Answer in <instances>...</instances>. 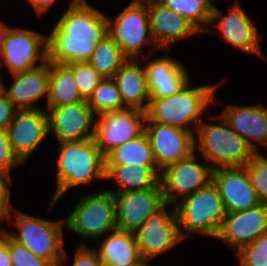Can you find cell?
Returning a JSON list of instances; mask_svg holds the SVG:
<instances>
[{
  "mask_svg": "<svg viewBox=\"0 0 267 266\" xmlns=\"http://www.w3.org/2000/svg\"><path fill=\"white\" fill-rule=\"evenodd\" d=\"M108 34V19L86 0H70L67 10L47 37V61L88 62L96 45Z\"/></svg>",
  "mask_w": 267,
  "mask_h": 266,
  "instance_id": "6da1fadb",
  "label": "cell"
},
{
  "mask_svg": "<svg viewBox=\"0 0 267 266\" xmlns=\"http://www.w3.org/2000/svg\"><path fill=\"white\" fill-rule=\"evenodd\" d=\"M57 158V189L50 205L73 187L91 184L94 179H105V156L94 138L60 142Z\"/></svg>",
  "mask_w": 267,
  "mask_h": 266,
  "instance_id": "7a4b0ae2",
  "label": "cell"
},
{
  "mask_svg": "<svg viewBox=\"0 0 267 266\" xmlns=\"http://www.w3.org/2000/svg\"><path fill=\"white\" fill-rule=\"evenodd\" d=\"M216 85H202L192 88L189 83L179 92L165 98H150L146 120L163 125L196 131L204 110L213 101ZM191 123L194 129L191 128Z\"/></svg>",
  "mask_w": 267,
  "mask_h": 266,
  "instance_id": "3957f363",
  "label": "cell"
},
{
  "mask_svg": "<svg viewBox=\"0 0 267 266\" xmlns=\"http://www.w3.org/2000/svg\"><path fill=\"white\" fill-rule=\"evenodd\" d=\"M220 123L209 124L201 121L194 133V149H199L204 161L212 169L221 167H244L257 153L247 141L231 129L226 120L219 115ZM198 145V146H197ZM212 165V166H211Z\"/></svg>",
  "mask_w": 267,
  "mask_h": 266,
  "instance_id": "277c9868",
  "label": "cell"
},
{
  "mask_svg": "<svg viewBox=\"0 0 267 266\" xmlns=\"http://www.w3.org/2000/svg\"><path fill=\"white\" fill-rule=\"evenodd\" d=\"M174 206L183 240L187 233L193 231L213 238L218 237L227 212L213 181Z\"/></svg>",
  "mask_w": 267,
  "mask_h": 266,
  "instance_id": "5b68a950",
  "label": "cell"
},
{
  "mask_svg": "<svg viewBox=\"0 0 267 266\" xmlns=\"http://www.w3.org/2000/svg\"><path fill=\"white\" fill-rule=\"evenodd\" d=\"M15 216L14 221L20 233H10V237L52 266H61L67 257L62 246V225L65 223L34 217L19 210H16Z\"/></svg>",
  "mask_w": 267,
  "mask_h": 266,
  "instance_id": "8992f818",
  "label": "cell"
},
{
  "mask_svg": "<svg viewBox=\"0 0 267 266\" xmlns=\"http://www.w3.org/2000/svg\"><path fill=\"white\" fill-rule=\"evenodd\" d=\"M63 222L79 236L91 237L92 240L116 230L114 193L104 190L95 194H86Z\"/></svg>",
  "mask_w": 267,
  "mask_h": 266,
  "instance_id": "52a82bcc",
  "label": "cell"
},
{
  "mask_svg": "<svg viewBox=\"0 0 267 266\" xmlns=\"http://www.w3.org/2000/svg\"><path fill=\"white\" fill-rule=\"evenodd\" d=\"M107 19L109 36L128 59H138L146 44L151 46L148 57L158 50L150 31L147 0H133L114 20Z\"/></svg>",
  "mask_w": 267,
  "mask_h": 266,
  "instance_id": "ba28073f",
  "label": "cell"
},
{
  "mask_svg": "<svg viewBox=\"0 0 267 266\" xmlns=\"http://www.w3.org/2000/svg\"><path fill=\"white\" fill-rule=\"evenodd\" d=\"M196 156L199 154L194 152L161 171L160 183L165 203L174 206L212 181L213 169L208 164H199Z\"/></svg>",
  "mask_w": 267,
  "mask_h": 266,
  "instance_id": "9c48e42d",
  "label": "cell"
},
{
  "mask_svg": "<svg viewBox=\"0 0 267 266\" xmlns=\"http://www.w3.org/2000/svg\"><path fill=\"white\" fill-rule=\"evenodd\" d=\"M146 112L126 108L105 112L95 119L94 140L106 156L114 148L131 141L144 132Z\"/></svg>",
  "mask_w": 267,
  "mask_h": 266,
  "instance_id": "30bf717a",
  "label": "cell"
},
{
  "mask_svg": "<svg viewBox=\"0 0 267 266\" xmlns=\"http://www.w3.org/2000/svg\"><path fill=\"white\" fill-rule=\"evenodd\" d=\"M165 203L134 233L143 260H151L179 244L181 237L175 207L167 212Z\"/></svg>",
  "mask_w": 267,
  "mask_h": 266,
  "instance_id": "8fae6325",
  "label": "cell"
},
{
  "mask_svg": "<svg viewBox=\"0 0 267 266\" xmlns=\"http://www.w3.org/2000/svg\"><path fill=\"white\" fill-rule=\"evenodd\" d=\"M4 65L12 74L35 69L47 62V37L29 29L9 28L3 45ZM40 64H36L37 61Z\"/></svg>",
  "mask_w": 267,
  "mask_h": 266,
  "instance_id": "7c38bea8",
  "label": "cell"
},
{
  "mask_svg": "<svg viewBox=\"0 0 267 266\" xmlns=\"http://www.w3.org/2000/svg\"><path fill=\"white\" fill-rule=\"evenodd\" d=\"M144 132L149 138L155 162L161 171L195 152V136L179 127L145 120Z\"/></svg>",
  "mask_w": 267,
  "mask_h": 266,
  "instance_id": "4fadbf2b",
  "label": "cell"
},
{
  "mask_svg": "<svg viewBox=\"0 0 267 266\" xmlns=\"http://www.w3.org/2000/svg\"><path fill=\"white\" fill-rule=\"evenodd\" d=\"M6 130L13 152L24 164L49 135L47 111L41 108L16 110Z\"/></svg>",
  "mask_w": 267,
  "mask_h": 266,
  "instance_id": "5bb4252c",
  "label": "cell"
},
{
  "mask_svg": "<svg viewBox=\"0 0 267 266\" xmlns=\"http://www.w3.org/2000/svg\"><path fill=\"white\" fill-rule=\"evenodd\" d=\"M117 229L135 233L164 204L161 183L135 192L114 193Z\"/></svg>",
  "mask_w": 267,
  "mask_h": 266,
  "instance_id": "9a60e30c",
  "label": "cell"
},
{
  "mask_svg": "<svg viewBox=\"0 0 267 266\" xmlns=\"http://www.w3.org/2000/svg\"><path fill=\"white\" fill-rule=\"evenodd\" d=\"M47 115L48 133L52 131L58 143L94 138L96 118L87 101L52 107Z\"/></svg>",
  "mask_w": 267,
  "mask_h": 266,
  "instance_id": "2e32d148",
  "label": "cell"
},
{
  "mask_svg": "<svg viewBox=\"0 0 267 266\" xmlns=\"http://www.w3.org/2000/svg\"><path fill=\"white\" fill-rule=\"evenodd\" d=\"M212 181L227 213L248 210L261 204L245 166L213 169Z\"/></svg>",
  "mask_w": 267,
  "mask_h": 266,
  "instance_id": "e0dca14e",
  "label": "cell"
},
{
  "mask_svg": "<svg viewBox=\"0 0 267 266\" xmlns=\"http://www.w3.org/2000/svg\"><path fill=\"white\" fill-rule=\"evenodd\" d=\"M215 21L216 24H214ZM212 24L219 29L223 39L231 45L244 50V52L265 57L260 47V34L239 2L229 8L227 15L214 6L210 25Z\"/></svg>",
  "mask_w": 267,
  "mask_h": 266,
  "instance_id": "ac0fdd59",
  "label": "cell"
},
{
  "mask_svg": "<svg viewBox=\"0 0 267 266\" xmlns=\"http://www.w3.org/2000/svg\"><path fill=\"white\" fill-rule=\"evenodd\" d=\"M267 233V204L234 213H226L216 239L223 240L239 251Z\"/></svg>",
  "mask_w": 267,
  "mask_h": 266,
  "instance_id": "d6986e66",
  "label": "cell"
},
{
  "mask_svg": "<svg viewBox=\"0 0 267 266\" xmlns=\"http://www.w3.org/2000/svg\"><path fill=\"white\" fill-rule=\"evenodd\" d=\"M147 12L151 35L158 49L166 48V52H169L168 47L172 43L200 33L182 15L156 0H147Z\"/></svg>",
  "mask_w": 267,
  "mask_h": 266,
  "instance_id": "ffe728a7",
  "label": "cell"
},
{
  "mask_svg": "<svg viewBox=\"0 0 267 266\" xmlns=\"http://www.w3.org/2000/svg\"><path fill=\"white\" fill-rule=\"evenodd\" d=\"M150 98L174 95L190 83L183 63L170 57H159L143 65Z\"/></svg>",
  "mask_w": 267,
  "mask_h": 266,
  "instance_id": "44dd1931",
  "label": "cell"
},
{
  "mask_svg": "<svg viewBox=\"0 0 267 266\" xmlns=\"http://www.w3.org/2000/svg\"><path fill=\"white\" fill-rule=\"evenodd\" d=\"M231 129L244 138L258 154L255 142L267 146V108L261 105L227 106L220 114ZM255 141V142H254Z\"/></svg>",
  "mask_w": 267,
  "mask_h": 266,
  "instance_id": "7402d4cb",
  "label": "cell"
},
{
  "mask_svg": "<svg viewBox=\"0 0 267 266\" xmlns=\"http://www.w3.org/2000/svg\"><path fill=\"white\" fill-rule=\"evenodd\" d=\"M14 82L7 90L1 88L17 110L37 109L33 106L39 99L49 95V62L25 72L14 73Z\"/></svg>",
  "mask_w": 267,
  "mask_h": 266,
  "instance_id": "603a6c76",
  "label": "cell"
},
{
  "mask_svg": "<svg viewBox=\"0 0 267 266\" xmlns=\"http://www.w3.org/2000/svg\"><path fill=\"white\" fill-rule=\"evenodd\" d=\"M113 79L118 85L122 100L127 108L147 111L150 96L146 74L144 67L139 66L137 59H128Z\"/></svg>",
  "mask_w": 267,
  "mask_h": 266,
  "instance_id": "cb8c5ba5",
  "label": "cell"
},
{
  "mask_svg": "<svg viewBox=\"0 0 267 266\" xmlns=\"http://www.w3.org/2000/svg\"><path fill=\"white\" fill-rule=\"evenodd\" d=\"M95 251L103 266H136L143 261L135 234L120 229L111 231Z\"/></svg>",
  "mask_w": 267,
  "mask_h": 266,
  "instance_id": "d4e9b609",
  "label": "cell"
},
{
  "mask_svg": "<svg viewBox=\"0 0 267 266\" xmlns=\"http://www.w3.org/2000/svg\"><path fill=\"white\" fill-rule=\"evenodd\" d=\"M157 166L105 165V179L115 181L119 189L112 193L135 192L150 189L160 182Z\"/></svg>",
  "mask_w": 267,
  "mask_h": 266,
  "instance_id": "484cf974",
  "label": "cell"
},
{
  "mask_svg": "<svg viewBox=\"0 0 267 266\" xmlns=\"http://www.w3.org/2000/svg\"><path fill=\"white\" fill-rule=\"evenodd\" d=\"M86 101L80 94L73 72L65 64L49 62L48 110Z\"/></svg>",
  "mask_w": 267,
  "mask_h": 266,
  "instance_id": "4316f807",
  "label": "cell"
},
{
  "mask_svg": "<svg viewBox=\"0 0 267 266\" xmlns=\"http://www.w3.org/2000/svg\"><path fill=\"white\" fill-rule=\"evenodd\" d=\"M157 166L149 138L145 132L110 151L105 165Z\"/></svg>",
  "mask_w": 267,
  "mask_h": 266,
  "instance_id": "83f0119b",
  "label": "cell"
},
{
  "mask_svg": "<svg viewBox=\"0 0 267 266\" xmlns=\"http://www.w3.org/2000/svg\"><path fill=\"white\" fill-rule=\"evenodd\" d=\"M160 5L175 11L188 20L200 33H210L204 27L210 25L216 0H156Z\"/></svg>",
  "mask_w": 267,
  "mask_h": 266,
  "instance_id": "f1b7e54d",
  "label": "cell"
},
{
  "mask_svg": "<svg viewBox=\"0 0 267 266\" xmlns=\"http://www.w3.org/2000/svg\"><path fill=\"white\" fill-rule=\"evenodd\" d=\"M128 60L118 44L107 34L98 42L88 63L103 77L114 78Z\"/></svg>",
  "mask_w": 267,
  "mask_h": 266,
  "instance_id": "f546056e",
  "label": "cell"
},
{
  "mask_svg": "<svg viewBox=\"0 0 267 266\" xmlns=\"http://www.w3.org/2000/svg\"><path fill=\"white\" fill-rule=\"evenodd\" d=\"M86 101L94 115L127 108L113 78H103Z\"/></svg>",
  "mask_w": 267,
  "mask_h": 266,
  "instance_id": "4dcf8cb0",
  "label": "cell"
},
{
  "mask_svg": "<svg viewBox=\"0 0 267 266\" xmlns=\"http://www.w3.org/2000/svg\"><path fill=\"white\" fill-rule=\"evenodd\" d=\"M65 65L73 72L78 90L81 96L87 100L103 77L88 62H76Z\"/></svg>",
  "mask_w": 267,
  "mask_h": 266,
  "instance_id": "1f68e13d",
  "label": "cell"
},
{
  "mask_svg": "<svg viewBox=\"0 0 267 266\" xmlns=\"http://www.w3.org/2000/svg\"><path fill=\"white\" fill-rule=\"evenodd\" d=\"M245 167L260 203L267 204V158L258 153Z\"/></svg>",
  "mask_w": 267,
  "mask_h": 266,
  "instance_id": "d6a6232c",
  "label": "cell"
},
{
  "mask_svg": "<svg viewBox=\"0 0 267 266\" xmlns=\"http://www.w3.org/2000/svg\"><path fill=\"white\" fill-rule=\"evenodd\" d=\"M237 254L240 266H267V233L260 235L253 243L242 247Z\"/></svg>",
  "mask_w": 267,
  "mask_h": 266,
  "instance_id": "836d02e7",
  "label": "cell"
},
{
  "mask_svg": "<svg viewBox=\"0 0 267 266\" xmlns=\"http://www.w3.org/2000/svg\"><path fill=\"white\" fill-rule=\"evenodd\" d=\"M7 246L11 255L12 266H52L48 261L37 257L28 248L17 243L11 237Z\"/></svg>",
  "mask_w": 267,
  "mask_h": 266,
  "instance_id": "e575fe53",
  "label": "cell"
},
{
  "mask_svg": "<svg viewBox=\"0 0 267 266\" xmlns=\"http://www.w3.org/2000/svg\"><path fill=\"white\" fill-rule=\"evenodd\" d=\"M23 163L12 150L6 129H0V171L10 174V170Z\"/></svg>",
  "mask_w": 267,
  "mask_h": 266,
  "instance_id": "d590c367",
  "label": "cell"
},
{
  "mask_svg": "<svg viewBox=\"0 0 267 266\" xmlns=\"http://www.w3.org/2000/svg\"><path fill=\"white\" fill-rule=\"evenodd\" d=\"M10 174L0 171V221H11L12 208L10 205L11 192L8 187V182L11 183ZM8 180V181H7Z\"/></svg>",
  "mask_w": 267,
  "mask_h": 266,
  "instance_id": "8d00e7d4",
  "label": "cell"
},
{
  "mask_svg": "<svg viewBox=\"0 0 267 266\" xmlns=\"http://www.w3.org/2000/svg\"><path fill=\"white\" fill-rule=\"evenodd\" d=\"M72 266H103L95 249L82 245L75 249V257Z\"/></svg>",
  "mask_w": 267,
  "mask_h": 266,
  "instance_id": "74e56055",
  "label": "cell"
},
{
  "mask_svg": "<svg viewBox=\"0 0 267 266\" xmlns=\"http://www.w3.org/2000/svg\"><path fill=\"white\" fill-rule=\"evenodd\" d=\"M16 110L6 93L0 88V129H7Z\"/></svg>",
  "mask_w": 267,
  "mask_h": 266,
  "instance_id": "f35d334b",
  "label": "cell"
},
{
  "mask_svg": "<svg viewBox=\"0 0 267 266\" xmlns=\"http://www.w3.org/2000/svg\"><path fill=\"white\" fill-rule=\"evenodd\" d=\"M32 4L34 10L41 16L42 14L46 13L49 8L57 2L56 0H29Z\"/></svg>",
  "mask_w": 267,
  "mask_h": 266,
  "instance_id": "ab89813d",
  "label": "cell"
},
{
  "mask_svg": "<svg viewBox=\"0 0 267 266\" xmlns=\"http://www.w3.org/2000/svg\"><path fill=\"white\" fill-rule=\"evenodd\" d=\"M0 266H12L11 255L7 245L0 251Z\"/></svg>",
  "mask_w": 267,
  "mask_h": 266,
  "instance_id": "60d3db41",
  "label": "cell"
},
{
  "mask_svg": "<svg viewBox=\"0 0 267 266\" xmlns=\"http://www.w3.org/2000/svg\"><path fill=\"white\" fill-rule=\"evenodd\" d=\"M8 27L7 25H3V23H0V57L3 58L4 49L3 45L5 43V39L8 33ZM0 66H2V63L0 62Z\"/></svg>",
  "mask_w": 267,
  "mask_h": 266,
  "instance_id": "b9f144b4",
  "label": "cell"
},
{
  "mask_svg": "<svg viewBox=\"0 0 267 266\" xmlns=\"http://www.w3.org/2000/svg\"><path fill=\"white\" fill-rule=\"evenodd\" d=\"M10 233L4 229H0V251L7 245Z\"/></svg>",
  "mask_w": 267,
  "mask_h": 266,
  "instance_id": "7bdbcfd3",
  "label": "cell"
},
{
  "mask_svg": "<svg viewBox=\"0 0 267 266\" xmlns=\"http://www.w3.org/2000/svg\"><path fill=\"white\" fill-rule=\"evenodd\" d=\"M147 262H149V260H143L139 264H137L136 266H149V265H147L148 264Z\"/></svg>",
  "mask_w": 267,
  "mask_h": 266,
  "instance_id": "ee69618b",
  "label": "cell"
},
{
  "mask_svg": "<svg viewBox=\"0 0 267 266\" xmlns=\"http://www.w3.org/2000/svg\"><path fill=\"white\" fill-rule=\"evenodd\" d=\"M2 78H1V76H0V88H1V83H2V80H1Z\"/></svg>",
  "mask_w": 267,
  "mask_h": 266,
  "instance_id": "f6af8a7d",
  "label": "cell"
}]
</instances>
